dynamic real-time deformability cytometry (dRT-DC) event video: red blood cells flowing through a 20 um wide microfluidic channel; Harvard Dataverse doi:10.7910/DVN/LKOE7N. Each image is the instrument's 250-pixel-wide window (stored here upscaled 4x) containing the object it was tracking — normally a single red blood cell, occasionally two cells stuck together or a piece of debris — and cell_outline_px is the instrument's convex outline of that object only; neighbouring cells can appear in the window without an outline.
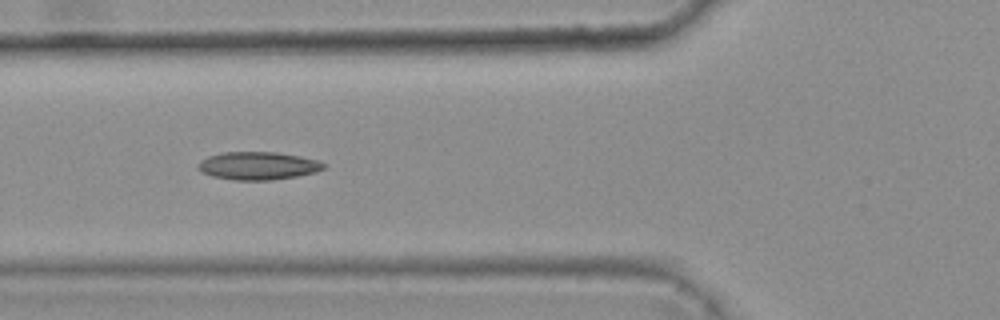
{"species": "common noctule bat (a hibernating species)", "species_latin": "Nyctalus noctula", "temperature_condition": "warm", "stored_images_in_passage": 7, "camera_frame_rate_fps": 3000, "um_per_image_px": 0.085, "animal": {"sex": "female", "body_mass_g": 25.1}, "frame": {"image": 1, "passage_image": 4, "time_ms": 1.0, "image_size_px": [1000, 320], "cell_outline_px": [[324, 168], [316, 172], [296, 176], [272, 180], [236, 180], [212, 176], [196, 168], [196, 164], [200, 160], [208, 156], [224, 152], [276, 152], [300, 156], [320, 160], [324, 164]], "centroid_in_image_um": [21.92, 14.08], "position_along_channel_um": 103.9, "area_um2": 20.46}}
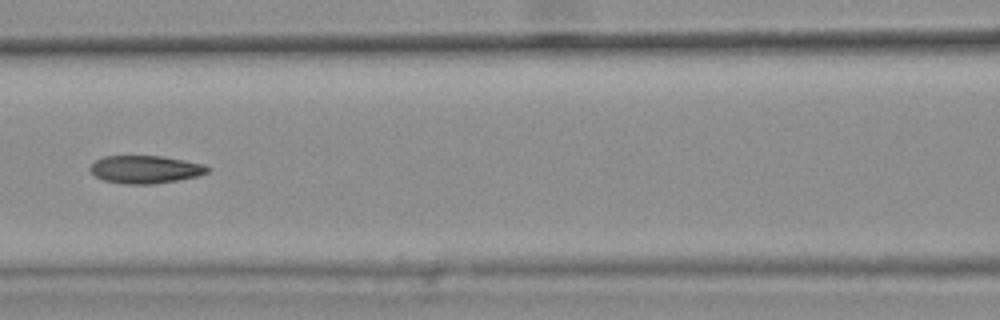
{"frame": {"image": 2, "passage_image": 5, "time_ms": 1.333, "image_size_px": [1000, 320], "cell_outline_px": [[208, 172], [196, 176], [176, 180], [152, 184], [124, 184], [104, 180], [96, 176], [88, 168], [96, 160], [104, 156], [164, 156], [204, 164], [208, 168]], "centroid_in_image_um": [12.33, 14.39], "position_along_channel_um": 154.3, "area_um2": 18.84}}